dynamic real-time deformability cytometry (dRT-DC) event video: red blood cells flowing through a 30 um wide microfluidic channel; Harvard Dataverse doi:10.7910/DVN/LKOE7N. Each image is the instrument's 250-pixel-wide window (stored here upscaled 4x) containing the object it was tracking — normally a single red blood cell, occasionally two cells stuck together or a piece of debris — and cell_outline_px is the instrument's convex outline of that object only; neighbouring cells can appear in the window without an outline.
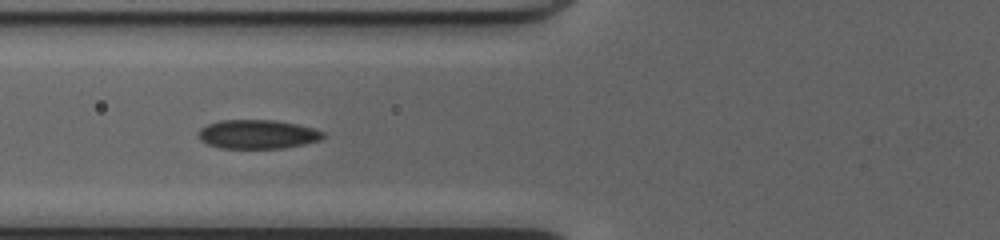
{"species": "common noctule bat (a hibernating species)", "species_latin": "Nyctalus noctula", "temperature_condition": "cold", "stored_images_in_passage": 24, "camera_frame_rate_fps": 3000, "um_per_image_px": 0.085, "animal": {"sex": "female", "body_mass_g": 20.0, "forearm_length_mm": 54.0}, "frame": {"image": 1, "passage_image": 21, "time_ms": 6.667, "image_size_px": [1000, 240], "cell_outline_px": [[324, 136], [320, 140], [304, 144], [284, 148], [220, 148], [208, 144], [200, 140], [196, 132], [200, 128], [208, 124], [220, 120], [276, 120], [296, 124], [312, 128], [324, 132]], "centroid_in_image_um": [21.86, 11.41], "position_along_channel_um": 103.9, "area_um2": 21.1}}
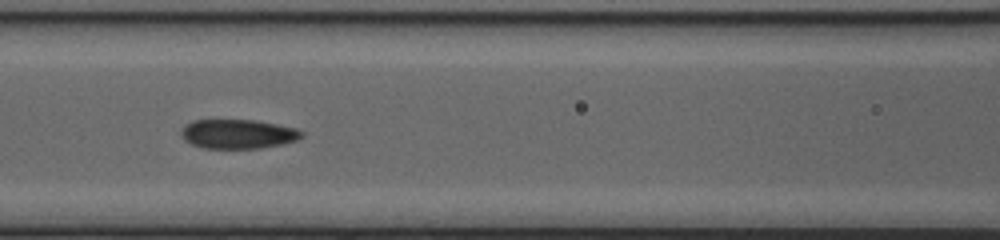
{"frame": {"image": 2, "passage_image": 24, "time_ms": 7.667, "image_size_px": [1000, 240], "cell_outline_px": [[304, 136], [296, 140], [280, 144], [260, 148], [204, 148], [192, 144], [184, 140], [180, 132], [184, 124], [192, 120], [256, 120], [296, 128], [304, 132]], "centroid_in_image_um": [20.21, 11.38], "position_along_channel_um": 146.4, "area_um2": 20.58}}